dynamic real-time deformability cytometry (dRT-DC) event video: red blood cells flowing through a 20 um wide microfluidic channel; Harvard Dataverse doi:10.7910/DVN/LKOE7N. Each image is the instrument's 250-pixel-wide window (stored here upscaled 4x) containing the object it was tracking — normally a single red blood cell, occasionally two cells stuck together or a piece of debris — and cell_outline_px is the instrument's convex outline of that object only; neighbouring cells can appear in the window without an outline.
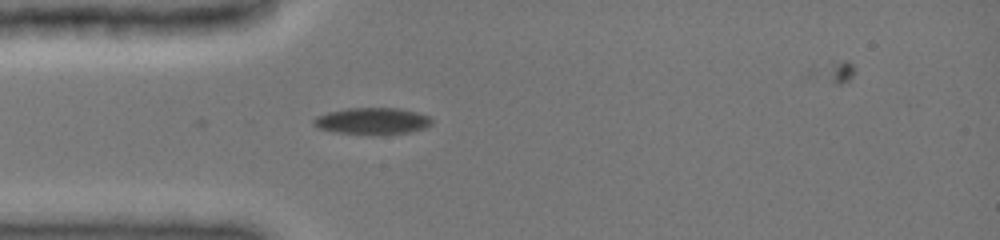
{"species": "common noctule bat (a hibernating species)", "species_latin": "Nyctalus noctula", "temperature_condition": "cold", "stored_images_in_passage": 3, "camera_frame_rate_fps": 3000, "um_per_image_px": 0.085, "animal": {"sex": "female", "body_mass_g": 19.0, "forearm_length_mm": 51.5}, "frame": {"image": 1, "passage_image": 1, "time_ms": 0.0, "image_size_px": [1000, 240], "cell_outline_px": [[432, 124], [424, 128], [412, 132], [332, 132], [320, 128], [312, 124], [312, 120], [316, 116], [328, 112], [348, 108], [400, 108], [416, 112], [428, 116], [432, 120]], "centroid_in_image_um": [31.63, 10.24], "position_along_channel_um": 53.4, "area_um2": 17.63}}